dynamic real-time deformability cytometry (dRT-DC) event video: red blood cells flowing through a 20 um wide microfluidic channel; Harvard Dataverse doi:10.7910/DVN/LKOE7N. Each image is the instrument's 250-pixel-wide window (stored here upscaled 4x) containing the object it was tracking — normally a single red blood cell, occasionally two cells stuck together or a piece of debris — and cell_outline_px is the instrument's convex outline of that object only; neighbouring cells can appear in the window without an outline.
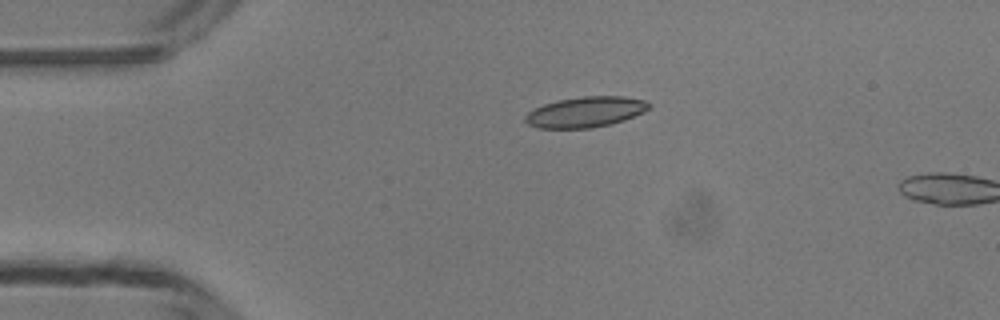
{"species": "common noctule bat (a hibernating species)", "species_latin": "Nyctalus noctula", "temperature_condition": "room temperature", "stored_images_in_passage": 3, "camera_frame_rate_fps": 3000, "um_per_image_px": 0.085, "animal": {"sex": "male", "body_mass_g": 13.3}, "frame": {"image": 1, "passage_image": 1, "time_ms": 0.0, "image_size_px": [1000, 320], "cell_outline_px": [[652, 104], [644, 112], [624, 120], [612, 124], [592, 128], [536, 128], [528, 124], [524, 120], [524, 116], [532, 108], [556, 100], [584, 96], [624, 96], [644, 100]], "centroid_in_image_um": [49.75, 9.52], "position_along_channel_um": 35.3, "area_um2": 22.25}}